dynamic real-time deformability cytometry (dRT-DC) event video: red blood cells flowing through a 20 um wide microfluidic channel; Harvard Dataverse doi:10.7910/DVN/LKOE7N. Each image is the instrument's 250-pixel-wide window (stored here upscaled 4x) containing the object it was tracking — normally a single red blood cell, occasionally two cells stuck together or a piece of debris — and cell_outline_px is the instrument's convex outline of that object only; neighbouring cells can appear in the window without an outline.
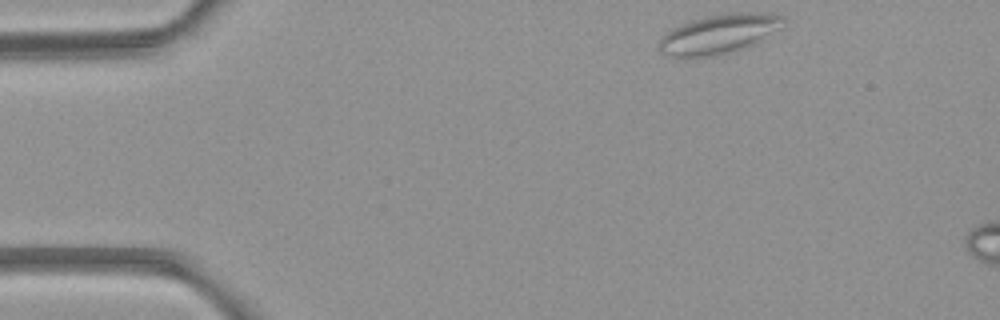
{"species": "common noctule bat (a hibernating species)", "species_latin": "Nyctalus noctula", "temperature_condition": "room temperature", "stored_images_in_passage": 3, "camera_frame_rate_fps": 3000, "um_per_image_px": 0.085, "animal": {"sex": "female", "body_mass_g": 21.9}, "frame": {"image": 1, "passage_image": 1, "time_ms": 0.0, "image_size_px": [1000, 320], "cell_outline_px": [[788, 20], [780, 28], [756, 44], [744, 48], [712, 56], [668, 56], [660, 52], [656, 48], [656, 44], [660, 36], [672, 28], [680, 24], [704, 16], [728, 12], [772, 12], [784, 16]], "centroid_in_image_um": [61.13, 2.86], "position_along_channel_um": 23.9, "area_um2": 29.13}}